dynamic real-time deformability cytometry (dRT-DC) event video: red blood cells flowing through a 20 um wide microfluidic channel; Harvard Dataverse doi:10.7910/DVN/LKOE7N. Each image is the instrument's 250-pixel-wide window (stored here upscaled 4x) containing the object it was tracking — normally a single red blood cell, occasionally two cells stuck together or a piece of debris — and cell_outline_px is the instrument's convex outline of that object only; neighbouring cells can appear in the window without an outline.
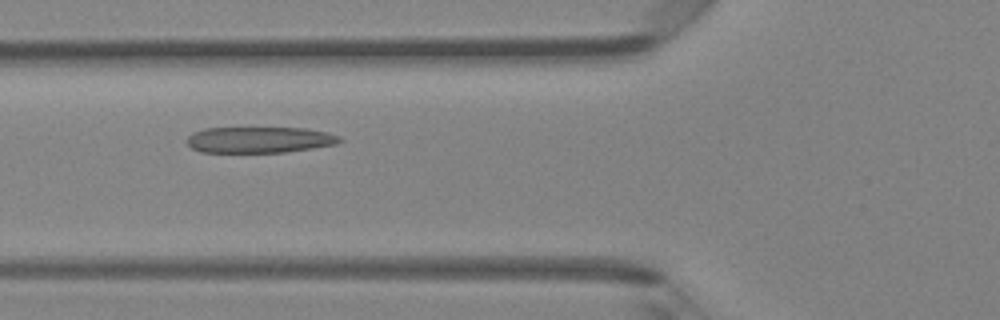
{"species": "Egyptian fruit bat (a non-hibernating species)", "species_latin": "Rousettus aegyptiacus", "temperature_condition": "room temperature", "stored_images_in_passage": 33, "camera_frame_rate_fps": 3000, "um_per_image_px": 0.085, "animal": {"sex": "female"}, "frame": {"image": 1, "passage_image": 3, "time_ms": 0.667, "image_size_px": [1000, 320], "cell_outline_px": [[344, 140], [336, 144], [312, 148], [284, 152], [200, 152], [192, 148], [184, 140], [192, 132], [204, 128], [304, 128], [324, 132], [340, 136]], "centroid_in_image_um": [22.01, 11.88], "position_along_channel_um": 103.8, "area_um2": 23.24}}
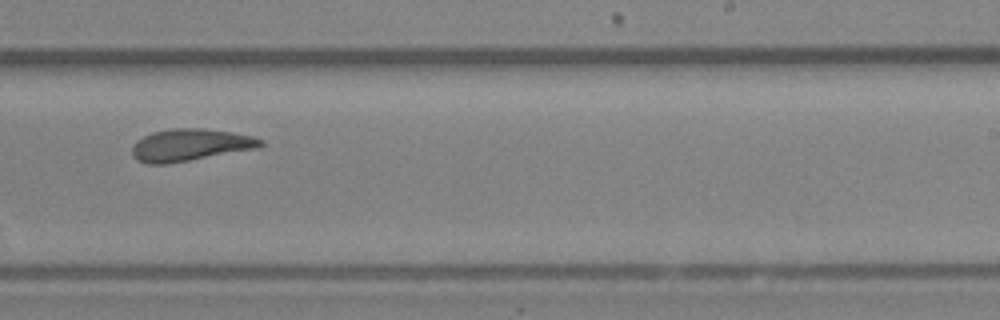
{"frame": {"image": 2, "passage_image": 15, "time_ms": 4.667, "image_size_px": [1000, 320], "cell_outline_px": [[264, 144], [260, 148], [164, 164], [148, 164], [136, 160], [132, 156], [132, 148], [136, 140], [152, 132], [172, 128], [200, 128], [228, 132], [252, 136], [264, 140]], "centroid_in_image_um": [16.15, 12.32], "position_along_channel_um": 272.9, "area_um2": 23.93}}
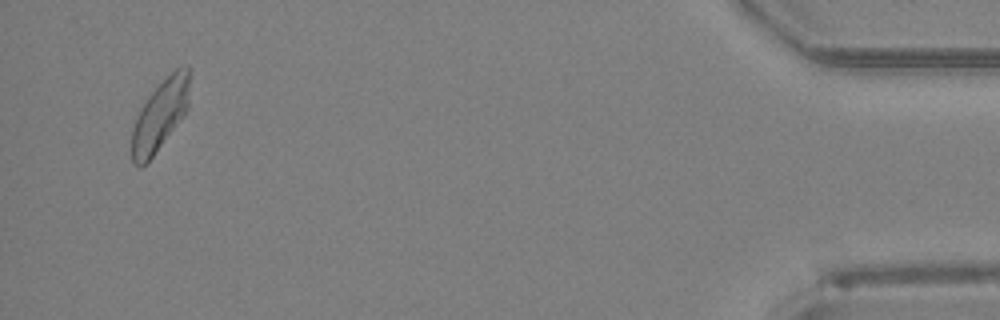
{"frame": {"image": 3, "passage_image": 31, "time_ms": 10.0, "image_size_px": [1000, 320], "cell_outline_px": [[188, 108], [184, 116], [152, 156], [140, 168], [132, 164], [132, 128], [136, 116], [140, 108], [148, 96], [176, 68], [188, 64]], "centroid_in_image_um": [13.58, 9.81], "position_along_channel_um": 421.6, "area_um2": 23.35}}